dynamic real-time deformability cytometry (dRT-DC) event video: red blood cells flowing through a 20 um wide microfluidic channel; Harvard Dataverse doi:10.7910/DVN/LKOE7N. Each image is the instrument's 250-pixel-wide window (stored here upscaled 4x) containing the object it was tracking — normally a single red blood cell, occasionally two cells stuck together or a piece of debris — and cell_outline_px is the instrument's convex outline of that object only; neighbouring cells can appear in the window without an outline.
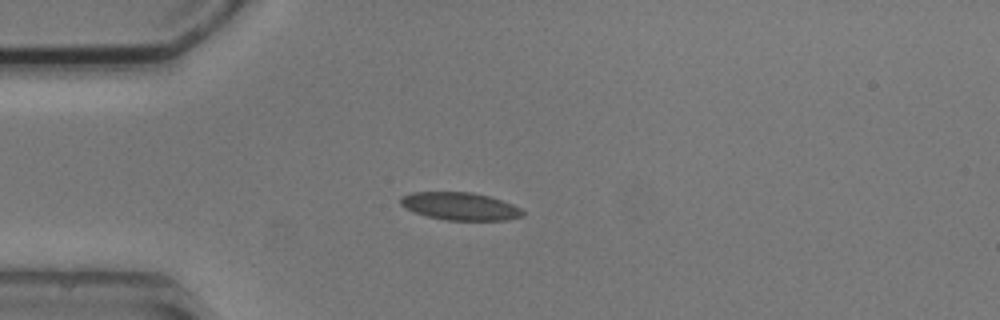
{"species": "common noctule bat (a hibernating species)", "species_latin": "Nyctalus noctula", "temperature_condition": "cold", "stored_images_in_passage": 5, "camera_frame_rate_fps": 3000, "um_per_image_px": 0.085, "animal": {"sex": "male", "body_mass_g": 20.5, "forearm_length_mm": 52.5}, "frame": {"image": 1, "passage_image": 2, "time_ms": 1.0, "image_size_px": [1000, 320], "cell_outline_px": [[524, 216], [504, 220], [444, 220], [428, 216], [416, 212], [400, 204], [400, 196], [412, 192], [472, 192], [488, 196], [512, 204], [520, 208], [524, 212]], "centroid_in_image_um": [39.11, 17.53], "position_along_channel_um": 45.9, "area_um2": 19.54}}
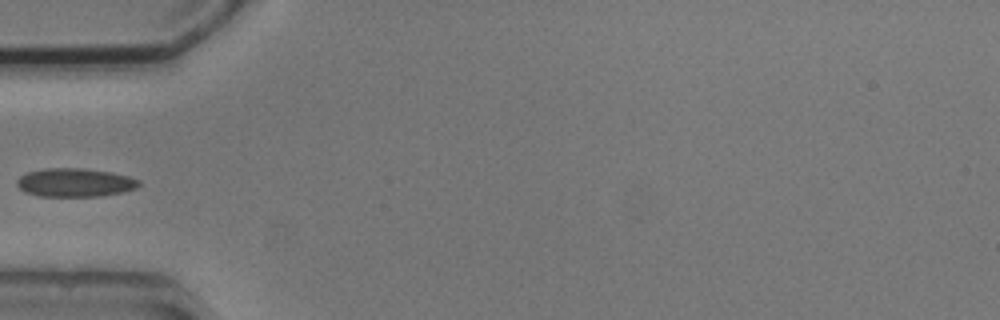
{"frame": {"image": 2, "passage_image": 3, "time_ms": 2.333, "image_size_px": [1000, 320], "cell_outline_px": [[140, 184], [136, 188], [124, 192], [100, 196], [40, 196], [24, 192], [16, 184], [16, 180], [20, 176], [28, 172], [44, 168], [84, 168], [112, 172], [128, 176], [140, 180]], "centroid_in_image_um": [6.37, 15.51], "position_along_channel_um": 78.6, "area_um2": 20.4}}
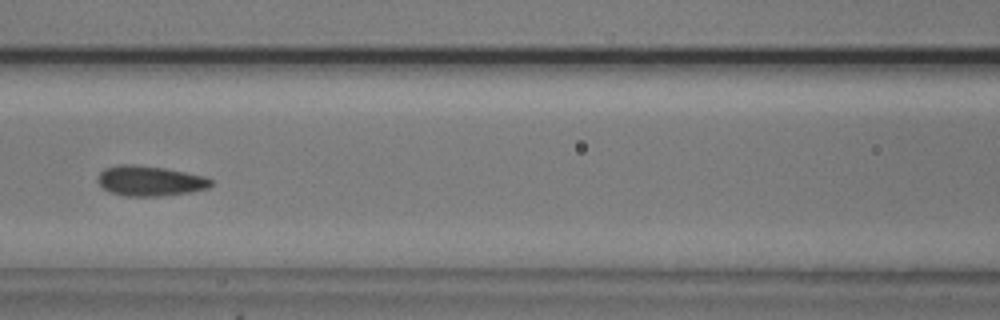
{"frame": {"image": 3, "passage_image": 5, "time_ms": 4.333, "image_size_px": [1000, 320], "cell_outline_px": [[212, 184], [208, 188], [188, 192], [156, 196], [128, 196], [112, 192], [104, 188], [96, 180], [100, 172], [104, 168], [116, 164], [136, 164], [164, 168], [204, 176], [212, 180]], "centroid_in_image_um": [12.71, 15.35], "position_along_channel_um": 153.9, "area_um2": 19.71}}